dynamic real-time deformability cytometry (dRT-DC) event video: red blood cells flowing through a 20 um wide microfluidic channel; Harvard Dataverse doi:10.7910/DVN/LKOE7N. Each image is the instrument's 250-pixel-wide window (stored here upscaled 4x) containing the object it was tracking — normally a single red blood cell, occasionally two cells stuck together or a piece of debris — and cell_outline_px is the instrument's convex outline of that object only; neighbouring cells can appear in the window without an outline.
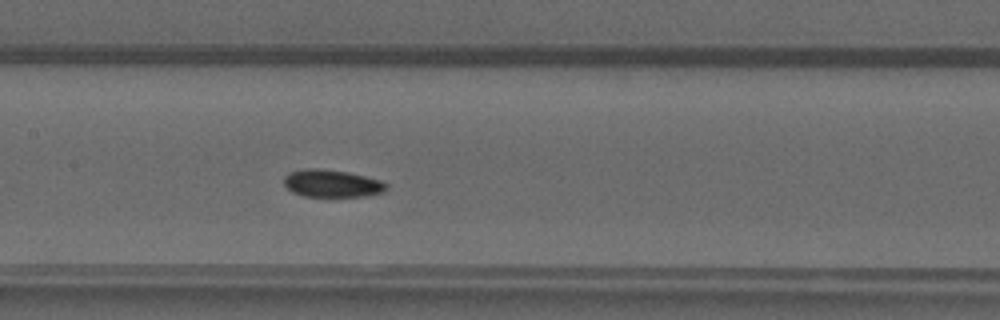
{"species": "common noctule bat (a hibernating species)", "species_latin": "Nyctalus noctula", "temperature_condition": "warm", "stored_images_in_passage": 27, "camera_frame_rate_fps": 3000, "um_per_image_px": 0.085, "animal": {"sex": "male", "forearm_length_mm": 52.5}, "frame": {"image": 1, "passage_image": 11, "time_ms": 3.333, "image_size_px": [1000, 320], "cell_outline_px": [[388, 188], [384, 192], [364, 196], [304, 196], [292, 192], [284, 184], [284, 176], [288, 172], [304, 168], [316, 168], [348, 172], [380, 180], [388, 184]], "centroid_in_image_um": [28.2, 15.58], "position_along_channel_um": 179.2, "area_um2": 16.42}}
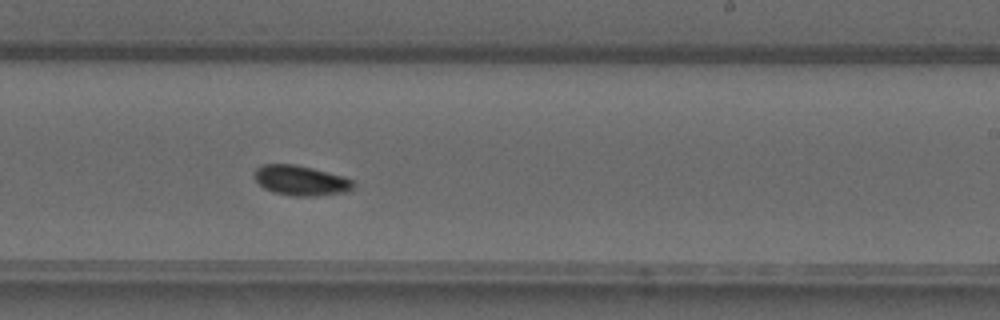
{"frame": {"image": 2, "passage_image": 17, "time_ms": 5.333, "image_size_px": [1000, 320], "cell_outline_px": [[356, 184], [352, 188], [344, 192], [316, 196], [292, 196], [272, 192], [264, 188], [256, 180], [256, 168], [264, 164], [292, 164], [312, 168], [344, 176], [352, 180]], "centroid_in_image_um": [25.58, 15.35], "position_along_channel_um": 263.4, "area_um2": 17.17}}
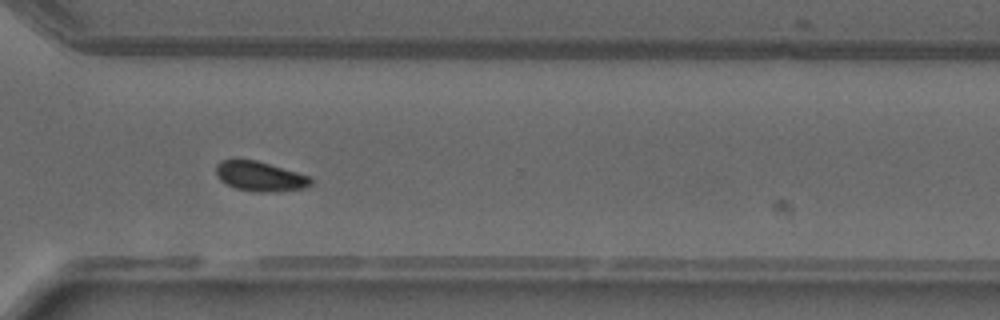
{"frame": {"image": 3, "passage_image": 23, "time_ms": 7.333, "image_size_px": [1000, 320], "cell_outline_px": [[312, 184], [304, 188], [272, 192], [256, 192], [236, 188], [220, 180], [216, 172], [216, 164], [220, 160], [236, 156], [256, 160], [312, 176]], "centroid_in_image_um": [22.07, 14.94], "position_along_channel_um": 348.5, "area_um2": 16.94}}